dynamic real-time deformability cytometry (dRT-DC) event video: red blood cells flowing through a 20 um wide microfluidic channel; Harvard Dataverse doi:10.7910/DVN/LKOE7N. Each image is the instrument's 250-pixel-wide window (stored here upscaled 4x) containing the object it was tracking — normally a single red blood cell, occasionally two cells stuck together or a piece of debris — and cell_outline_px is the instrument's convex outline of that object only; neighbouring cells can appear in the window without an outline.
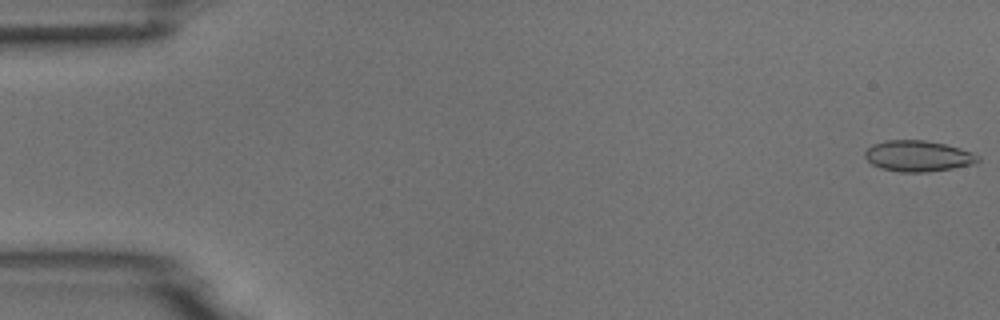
{"species": "common noctule bat (a hibernating species)", "species_latin": "Nyctalus noctula", "temperature_condition": "room temperature", "stored_images_in_passage": 6, "camera_frame_rate_fps": 3000, "um_per_image_px": 0.085, "animal": {"sex": "male", "body_mass_g": 18.8}, "frame": {"image": 1, "passage_image": 1, "time_ms": 0.0, "image_size_px": [1000, 320], "cell_outline_px": [[980, 160], [972, 164], [952, 168], [928, 172], [900, 172], [880, 168], [872, 164], [864, 156], [864, 152], [872, 144], [884, 140], [924, 140], [944, 144], [960, 148], [972, 152], [980, 156]], "centroid_in_image_um": [78.01, 13.26], "position_along_channel_um": 7.0, "area_um2": 20.4}}
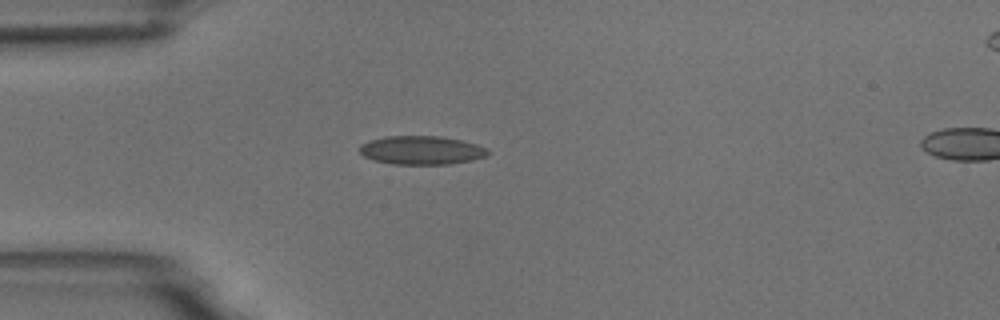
{"frame": {"image": 2, "passage_image": 5, "time_ms": 4.667, "image_size_px": [1000, 320], "cell_outline_px": [[492, 152], [484, 156], [472, 160], [448, 164], [392, 164], [372, 160], [364, 156], [360, 152], [360, 144], [368, 140], [384, 136], [440, 136], [460, 140], [476, 144], [488, 148]], "centroid_in_image_um": [35.8, 12.76], "position_along_channel_um": 49.2, "area_um2": 21.5}}